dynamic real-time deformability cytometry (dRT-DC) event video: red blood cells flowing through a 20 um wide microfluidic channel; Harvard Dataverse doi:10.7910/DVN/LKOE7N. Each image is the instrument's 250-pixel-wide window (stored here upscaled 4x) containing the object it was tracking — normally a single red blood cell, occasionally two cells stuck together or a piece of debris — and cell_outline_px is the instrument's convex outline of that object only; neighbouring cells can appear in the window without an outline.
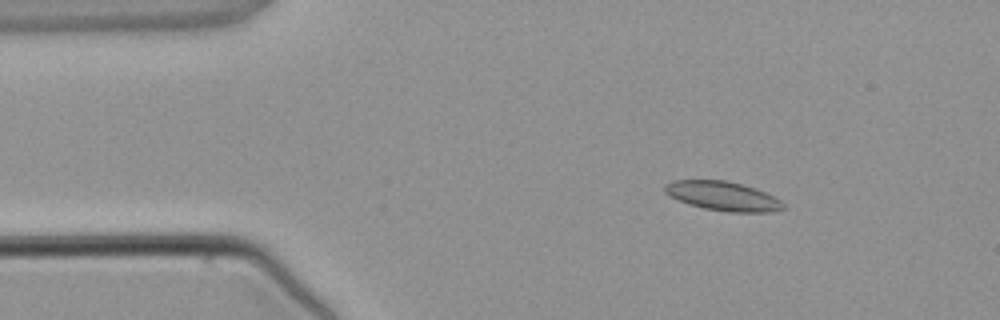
{"species": "common noctule bat (a hibernating species)", "species_latin": "Nyctalus noctula", "temperature_condition": "warm", "stored_images_in_passage": 4, "camera_frame_rate_fps": 3000, "um_per_image_px": 0.085, "animal": {"sex": "male", "body_mass_g": 21.5, "forearm_length_mm": 52.0}, "frame": {"image": 1, "passage_image": 2, "time_ms": 1.333, "image_size_px": [1000, 320], "cell_outline_px": [[788, 208], [772, 212], [728, 212], [704, 208], [688, 204], [668, 196], [664, 192], [664, 184], [672, 180], [724, 180], [744, 184], [756, 188], [780, 200]], "centroid_in_image_um": [61.43, 16.66], "position_along_channel_um": 23.6, "area_um2": 20.4}}
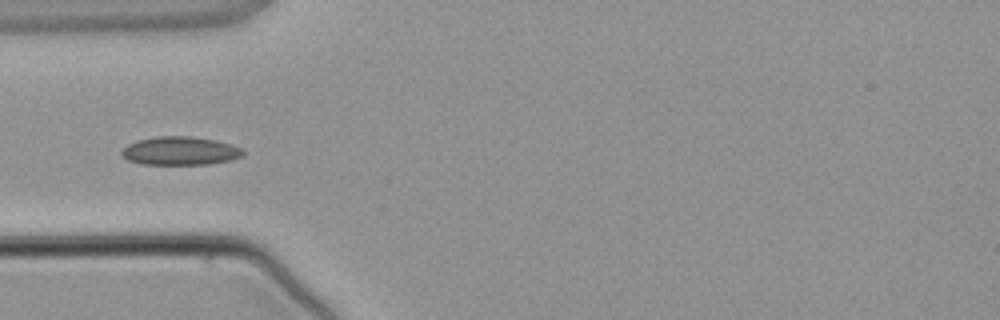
{"frame": {"image": 2, "passage_image": 4, "time_ms": 3.667, "image_size_px": [1000, 320], "cell_outline_px": [[244, 152], [240, 156], [232, 160], [208, 164], [140, 164], [128, 160], [120, 156], [120, 152], [128, 144], [136, 140], [156, 136], [192, 136], [216, 140], [240, 148]], "centroid_in_image_um": [15.25, 12.82], "position_along_channel_um": 69.8, "area_um2": 20.11}}